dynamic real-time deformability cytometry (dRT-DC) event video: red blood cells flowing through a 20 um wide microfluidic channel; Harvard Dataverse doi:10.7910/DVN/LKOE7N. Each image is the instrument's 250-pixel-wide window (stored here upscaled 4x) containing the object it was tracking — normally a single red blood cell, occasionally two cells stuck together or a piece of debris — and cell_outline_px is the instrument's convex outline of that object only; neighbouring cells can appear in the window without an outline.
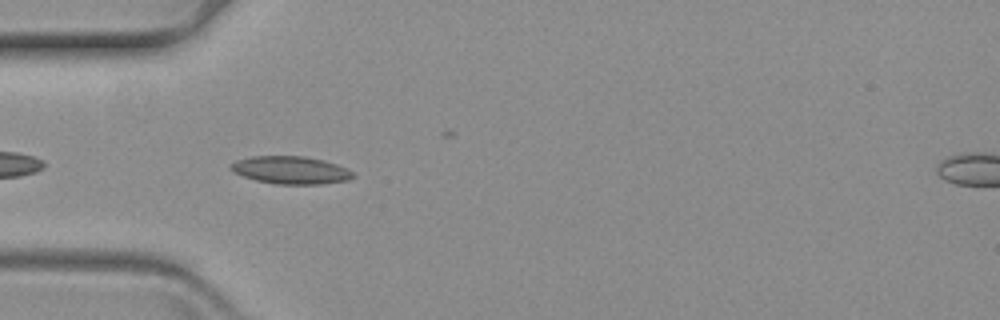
{"species": "common noctule bat (a hibernating species)", "species_latin": "Nyctalus noctula", "temperature_condition": "warm", "stored_images_in_passage": 31, "camera_frame_rate_fps": 3000, "um_per_image_px": 0.085, "animal": {"sex": "female", "body_mass_g": 19.3, "forearm_length_mm": 54.1}, "frame": {"image": 1, "passage_image": 3, "time_ms": 0.667, "image_size_px": [1000, 320], "cell_outline_px": [[356, 176], [348, 180], [320, 184], [276, 184], [256, 180], [232, 172], [228, 168], [228, 164], [236, 160], [252, 156], [304, 156], [324, 160], [348, 168]], "centroid_in_image_um": [24.69, 14.45], "position_along_channel_um": 60.3, "area_um2": 19.88}}
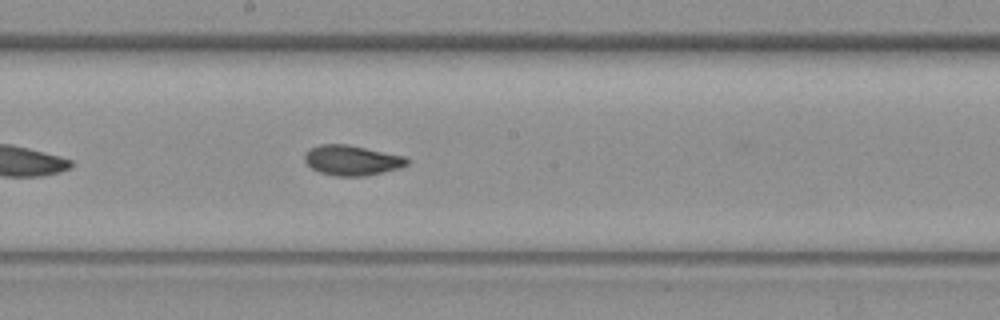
{"frame": {"image": 2, "passage_image": 17, "time_ms": 5.333, "image_size_px": [1000, 320], "cell_outline_px": [[408, 164], [400, 168], [364, 176], [336, 176], [320, 172], [312, 168], [304, 160], [304, 152], [308, 148], [320, 144], [348, 144], [404, 156], [408, 160]], "centroid_in_image_um": [29.87, 13.61], "position_along_channel_um": 218.3, "area_um2": 17.98}}
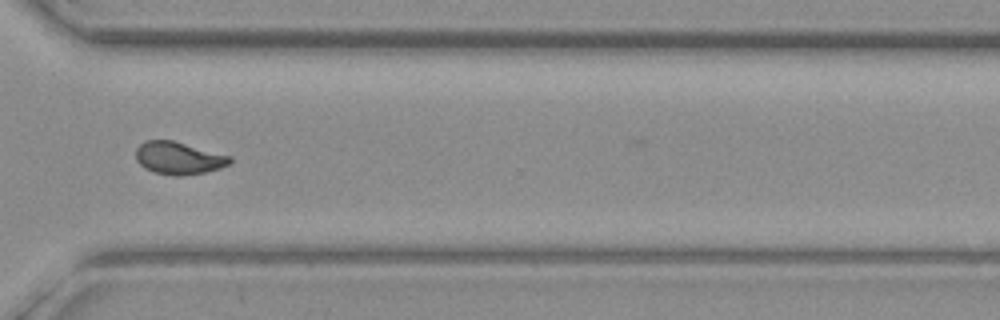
{"frame": {"image": 3, "passage_image": 29, "time_ms": 9.333, "image_size_px": [1000, 320], "cell_outline_px": [[232, 160], [228, 164], [220, 168], [204, 172], [180, 176], [172, 176], [156, 172], [144, 168], [136, 160], [136, 148], [144, 140], [172, 140], [232, 156]], "centroid_in_image_um": [15.17, 13.43], "position_along_channel_um": 355.4, "area_um2": 17.8}}